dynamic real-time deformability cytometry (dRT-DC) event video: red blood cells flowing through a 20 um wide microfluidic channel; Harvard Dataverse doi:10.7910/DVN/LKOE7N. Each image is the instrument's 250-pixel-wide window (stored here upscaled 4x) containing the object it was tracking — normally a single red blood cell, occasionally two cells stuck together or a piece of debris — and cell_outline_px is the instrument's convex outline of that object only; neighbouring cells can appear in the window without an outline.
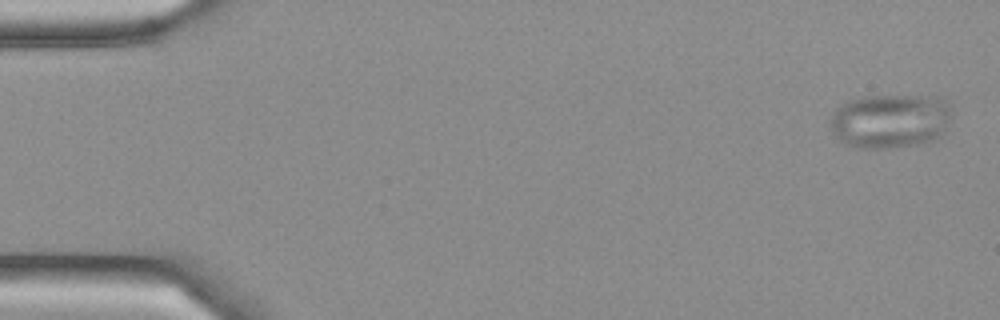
{"species": "Egyptian fruit bat (a non-hibernating species)", "species_latin": "Rousettus aegyptiacus", "temperature_condition": "cold", "stored_images_in_passage": 6, "camera_frame_rate_fps": 3000, "um_per_image_px": 0.085, "frame": {"image": 1, "passage_image": 1, "time_ms": 0.0, "image_size_px": [1000, 320], "cell_outline_px": [[952, 116], [944, 128], [928, 144], [888, 148], [856, 148], [844, 144], [832, 132], [828, 120], [832, 112], [840, 104], [848, 100], [868, 96], [940, 96], [948, 104], [952, 112]], "centroid_in_image_um": [75.63, 10.28], "position_along_channel_um": 9.4, "area_um2": 38.96}}